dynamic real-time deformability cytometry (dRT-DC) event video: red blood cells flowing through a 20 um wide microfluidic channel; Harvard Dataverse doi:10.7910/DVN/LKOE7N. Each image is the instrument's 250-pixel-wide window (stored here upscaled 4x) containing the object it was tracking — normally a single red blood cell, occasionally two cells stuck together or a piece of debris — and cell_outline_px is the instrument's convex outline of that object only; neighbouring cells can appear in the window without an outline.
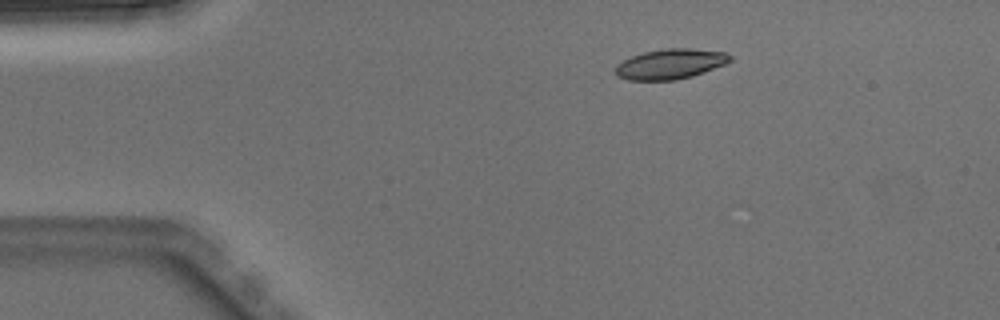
{"species": "Egyptian fruit bat (a non-hibernating species)", "species_latin": "Rousettus aegyptiacus", "temperature_condition": "warm", "stored_images_in_passage": 6, "camera_frame_rate_fps": 3000, "um_per_image_px": 0.085, "animal": {"sex": "male"}, "frame": {"image": 1, "passage_image": 2, "time_ms": 0.333, "image_size_px": [1000, 320], "cell_outline_px": [[732, 60], [728, 64], [692, 76], [676, 80], [628, 80], [616, 76], [616, 64], [632, 56], [644, 52], [664, 48], [692, 48], [724, 52], [732, 56]], "centroid_in_image_um": [57.01, 5.44], "position_along_channel_um": 28.0, "area_um2": 20.29}}
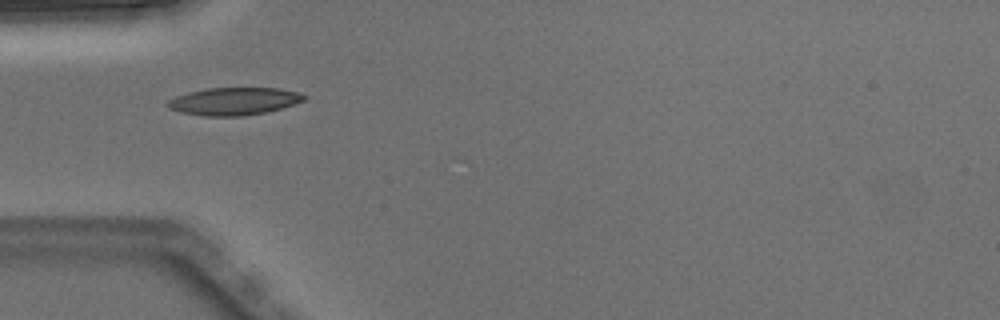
{"frame": {"image": 2, "passage_image": 4, "time_ms": 1.0, "image_size_px": [1000, 320], "cell_outline_px": [[308, 96], [304, 100], [268, 112], [240, 116], [208, 116], [180, 112], [168, 108], [164, 104], [168, 100], [176, 96], [188, 92], [208, 88], [280, 88], [300, 92]], "centroid_in_image_um": [19.88, 8.6], "position_along_channel_um": 65.1, "area_um2": 21.96}}